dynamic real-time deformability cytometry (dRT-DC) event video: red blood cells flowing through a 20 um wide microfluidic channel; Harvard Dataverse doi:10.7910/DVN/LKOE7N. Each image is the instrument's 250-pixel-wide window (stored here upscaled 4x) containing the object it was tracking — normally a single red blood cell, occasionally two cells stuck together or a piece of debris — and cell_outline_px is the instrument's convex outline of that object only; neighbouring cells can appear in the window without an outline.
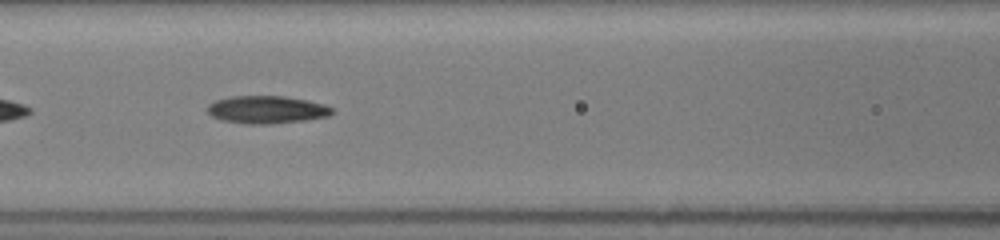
{"species": "common noctule bat (a hibernating species)", "species_latin": "Nyctalus noctula", "temperature_condition": "room temperature", "stored_images_in_passage": 41, "camera_frame_rate_fps": 3000, "um_per_image_px": 0.085, "animal": {"sex": "female", "body_mass_g": 19.5, "forearm_length_mm": 54.1}, "frame": {"image": 1, "passage_image": 14, "time_ms": 3.0, "image_size_px": [1000, 240], "cell_outline_px": [[332, 112], [328, 116], [304, 120], [272, 124], [244, 124], [220, 120], [212, 116], [208, 112], [208, 104], [216, 100], [232, 96], [284, 96], [308, 100], [324, 104], [332, 108]], "centroid_in_image_um": [22.65, 9.32], "position_along_channel_um": 144.0, "area_um2": 20.11}}